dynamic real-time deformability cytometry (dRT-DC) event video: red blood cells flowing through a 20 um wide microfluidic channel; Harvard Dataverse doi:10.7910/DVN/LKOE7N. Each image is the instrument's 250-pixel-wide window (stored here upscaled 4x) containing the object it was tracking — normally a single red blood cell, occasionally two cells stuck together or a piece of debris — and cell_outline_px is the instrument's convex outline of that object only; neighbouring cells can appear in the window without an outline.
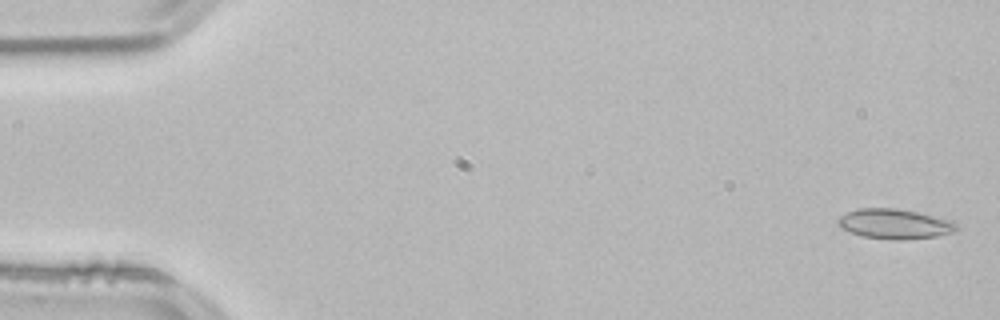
{"species": "common noctule bat (a hibernating species)", "species_latin": "Nyctalus noctula", "temperature_condition": "room temperature", "stored_images_in_passage": 53, "camera_frame_rate_fps": 3000, "um_per_image_px": 0.085, "animal": {"sex": "male", "body_mass_g": 21.5, "forearm_length_mm": 52.0}, "frame": {"image": 1, "passage_image": 2, "time_ms": 0.333, "image_size_px": [1000, 320], "cell_outline_px": [[956, 228], [952, 232], [936, 236], [904, 240], [892, 240], [860, 236], [840, 228], [836, 224], [836, 220], [840, 216], [856, 208], [896, 208], [916, 212], [952, 220], [956, 224]], "centroid_in_image_um": [75.97, 19.03], "position_along_channel_um": 9.0, "area_um2": 20.75}}
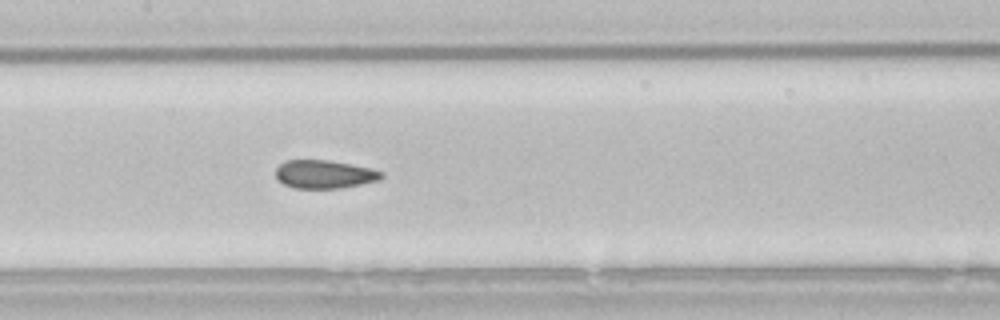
{"frame": {"image": 2, "passage_image": 26, "time_ms": 8.333, "image_size_px": [1000, 320], "cell_outline_px": [[384, 176], [380, 180], [340, 188], [296, 188], [284, 184], [276, 176], [276, 168], [284, 160], [328, 160], [372, 168], [384, 172]], "centroid_in_image_um": [27.6, 14.8], "position_along_channel_um": 179.8, "area_um2": 17.4}}
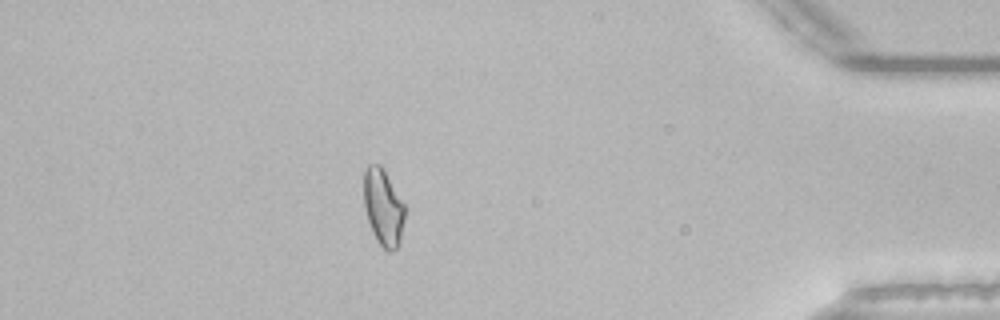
{"frame": {"image": 3, "passage_image": 47, "time_ms": 15.333, "image_size_px": [1000, 320], "cell_outline_px": [[408, 208], [400, 240], [396, 248], [392, 252], [388, 252], [376, 240], [372, 232], [364, 208], [364, 172], [368, 164], [380, 164], [384, 168]], "centroid_in_image_um": [32.61, 17.61], "position_along_channel_um": 402.6, "area_um2": 18.9}, "authors_computed_cell_mechanics": {"area_um2": 18.7272, "velocity_mm_per_s": 3.8336, "shape_relaxation_time_tau1_ms": null, "shape_relaxation_time_tau2_ms": 1.4896, "deformation_change_tau1": null, "deformation_change_tau2": 0.0521}}